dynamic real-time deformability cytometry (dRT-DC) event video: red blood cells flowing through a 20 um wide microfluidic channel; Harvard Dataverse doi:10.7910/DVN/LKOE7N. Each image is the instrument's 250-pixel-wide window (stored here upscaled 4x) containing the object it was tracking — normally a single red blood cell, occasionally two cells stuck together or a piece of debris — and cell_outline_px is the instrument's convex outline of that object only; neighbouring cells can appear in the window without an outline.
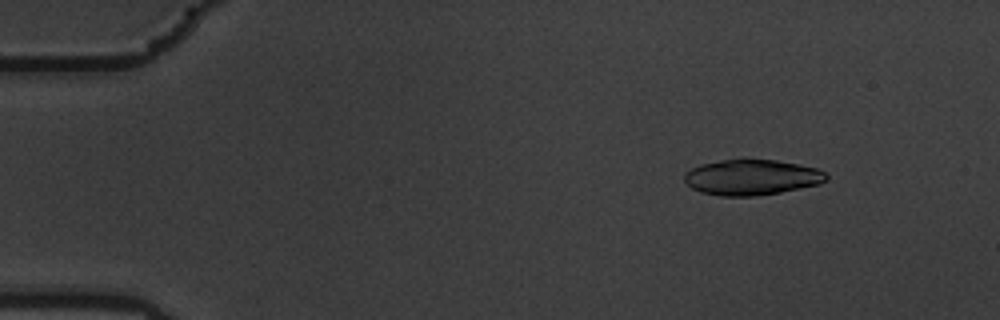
{"species": "common noctule bat (a hibernating species)", "species_latin": "Nyctalus noctula", "temperature_condition": "warm", "stored_images_in_passage": 56, "camera_frame_rate_fps": 3000, "um_per_image_px": 0.085, "animal": {"sex": "male", "body_mass_g": 19.5, "forearm_length_mm": 54.6}, "frame": {"image": 1, "passage_image": 6, "time_ms": 1.667, "image_size_px": [1000, 320], "cell_outline_px": [[828, 180], [820, 184], [780, 192], [752, 196], [720, 196], [700, 192], [692, 188], [684, 180], [684, 172], [700, 164], [744, 156], [776, 160], [800, 164], [816, 168], [824, 172], [828, 176]], "centroid_in_image_um": [63.88, 15.03], "position_along_channel_um": 21.1, "area_um2": 30.11}}